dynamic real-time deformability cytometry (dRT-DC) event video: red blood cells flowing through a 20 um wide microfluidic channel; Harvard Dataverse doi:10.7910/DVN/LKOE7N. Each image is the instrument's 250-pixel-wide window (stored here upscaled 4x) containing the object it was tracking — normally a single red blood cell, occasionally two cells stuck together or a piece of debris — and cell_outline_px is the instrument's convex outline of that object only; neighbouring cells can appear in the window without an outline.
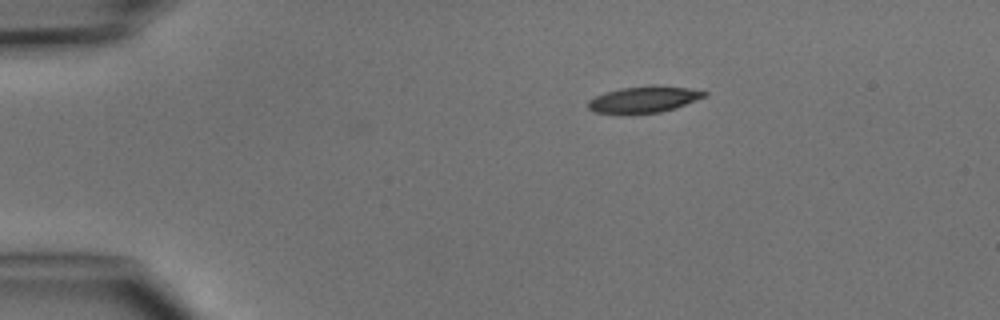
{"species": "common noctule bat (a hibernating species)", "species_latin": "Nyctalus noctula", "temperature_condition": "cold", "stored_images_in_passage": 5, "segment_of_instrument_passage": [2, 2], "camera_frame_rate_fps": 3000, "um_per_image_px": 0.085, "animal": {"sex": "male", "body_mass_g": 15.6}, "frame": {"image": 1, "passage_image": 5, "time_ms": 5.667, "image_size_px": [1000, 320], "cell_outline_px": [[708, 96], [676, 108], [660, 112], [624, 116], [620, 116], [596, 112], [588, 108], [588, 100], [604, 92], [620, 88], [648, 84], [652, 84], [688, 88], [708, 92]], "centroid_in_image_um": [54.71, 8.47], "position_along_channel_um": 30.3, "area_um2": 18.73}}